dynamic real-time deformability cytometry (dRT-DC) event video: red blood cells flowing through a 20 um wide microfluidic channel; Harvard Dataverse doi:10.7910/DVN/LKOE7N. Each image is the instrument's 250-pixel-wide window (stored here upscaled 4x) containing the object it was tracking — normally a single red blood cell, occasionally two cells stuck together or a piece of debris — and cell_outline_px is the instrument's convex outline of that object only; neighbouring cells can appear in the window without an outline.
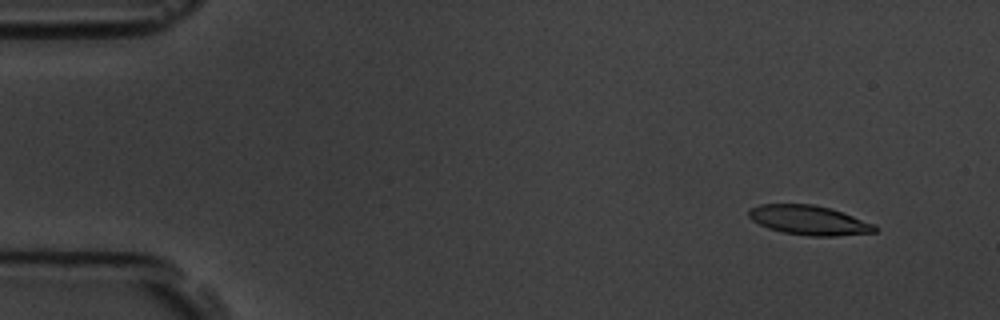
{"species": "common noctule bat (a hibernating species)", "species_latin": "Nyctalus noctula", "temperature_condition": "room temperature", "stored_images_in_passage": 5, "segment_of_instrument_passage": [1, 2], "camera_frame_rate_fps": 3000, "um_per_image_px": 0.085, "animal": {"sex": "male", "body_mass_g": 19.5, "forearm_length_mm": 54.6}, "frame": {"image": 1, "passage_image": 1, "time_ms": 0.0, "image_size_px": [1000, 320], "cell_outline_px": [[876, 232], [836, 236], [808, 236], [784, 232], [768, 228], [752, 220], [748, 216], [748, 212], [752, 208], [760, 204], [812, 204], [832, 208], [876, 224]], "centroid_in_image_um": [68.8, 18.71], "position_along_channel_um": 16.2, "area_um2": 21.68}}